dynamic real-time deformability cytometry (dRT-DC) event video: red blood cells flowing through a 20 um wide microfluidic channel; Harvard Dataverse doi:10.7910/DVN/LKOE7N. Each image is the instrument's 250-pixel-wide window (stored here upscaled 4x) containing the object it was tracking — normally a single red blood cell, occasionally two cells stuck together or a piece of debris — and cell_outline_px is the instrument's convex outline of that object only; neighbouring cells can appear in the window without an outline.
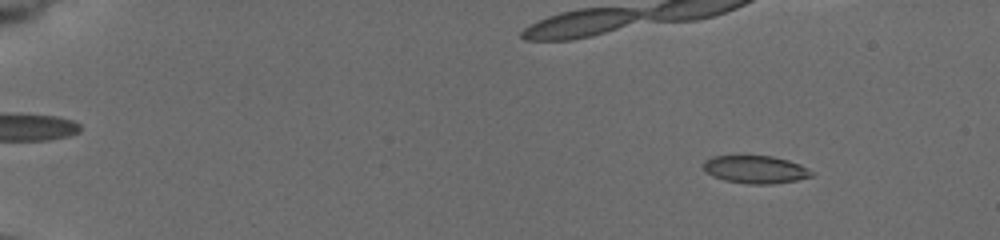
{"species": "common noctule bat (a hibernating species)", "species_latin": "Nyctalus noctula", "temperature_condition": "cold", "stored_images_in_passage": 21, "camera_frame_rate_fps": 3000, "um_per_image_px": 0.085, "animal": {"sex": "female", "body_mass_g": 19.5, "forearm_length_mm": 54.1}, "frame": {"image": 1, "passage_image": 4, "time_ms": 1.0, "image_size_px": [1000, 240], "cell_outline_px": [[812, 176], [796, 180], [772, 184], [748, 184], [724, 180], [712, 176], [704, 172], [704, 160], [712, 156], [772, 156], [788, 160], [800, 164], [812, 172]], "centroid_in_image_um": [64.17, 14.41], "position_along_channel_um": 20.8, "area_um2": 17.46}}
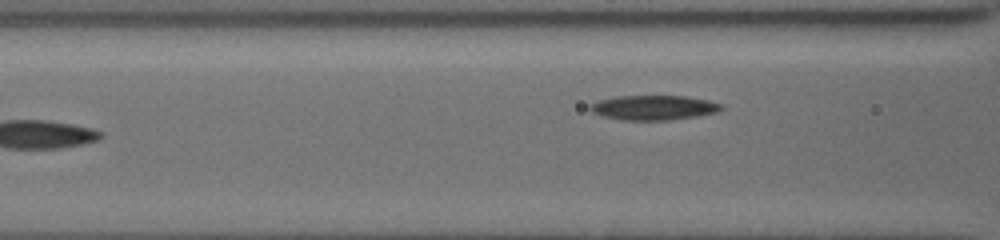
{"frame": {"image": 2, "passage_image": 21, "time_ms": 8.333, "image_size_px": [1000, 240], "cell_outline_px": [[724, 108], [716, 112], [696, 116], [672, 120], [620, 120], [604, 116], [592, 112], [588, 108], [588, 104], [600, 100], [616, 96], [684, 96], [708, 100], [724, 104]], "centroid_in_image_um": [55.56, 9.15], "position_along_channel_um": 111.0, "area_um2": 18.96}}